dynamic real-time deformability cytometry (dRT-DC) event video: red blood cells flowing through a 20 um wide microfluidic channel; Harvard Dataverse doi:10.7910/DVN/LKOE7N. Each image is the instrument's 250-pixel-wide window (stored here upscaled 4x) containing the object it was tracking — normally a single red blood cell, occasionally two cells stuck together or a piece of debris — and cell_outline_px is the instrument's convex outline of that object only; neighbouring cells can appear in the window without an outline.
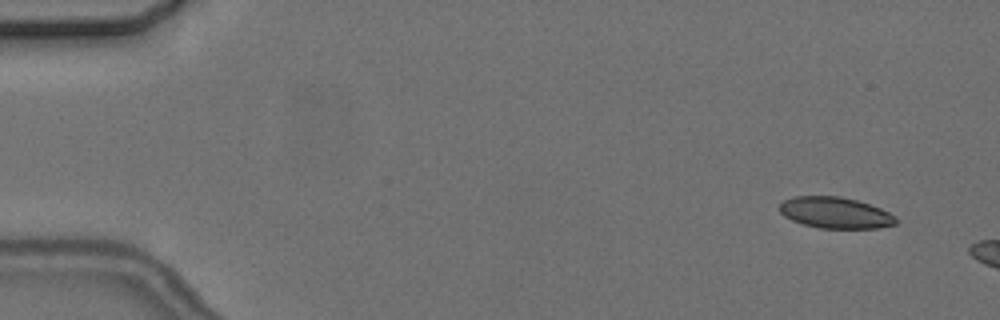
{"species": "common noctule bat (a hibernating species)", "species_latin": "Nyctalus noctula", "temperature_condition": "cold", "stored_images_in_passage": 4, "camera_frame_rate_fps": 3000, "um_per_image_px": 0.085, "animal": {"sex": "female", "body_mass_g": 24.6, "forearm_length_mm": 56.2}, "frame": {"image": 1, "passage_image": 1, "time_ms": 0.0, "image_size_px": [1000, 320], "cell_outline_px": [[896, 224], [880, 228], [820, 228], [804, 224], [792, 220], [784, 216], [780, 212], [780, 204], [784, 200], [792, 196], [840, 196], [856, 200], [880, 208], [896, 216]], "centroid_in_image_um": [71.0, 18.08], "position_along_channel_um": 14.0, "area_um2": 21.1}}